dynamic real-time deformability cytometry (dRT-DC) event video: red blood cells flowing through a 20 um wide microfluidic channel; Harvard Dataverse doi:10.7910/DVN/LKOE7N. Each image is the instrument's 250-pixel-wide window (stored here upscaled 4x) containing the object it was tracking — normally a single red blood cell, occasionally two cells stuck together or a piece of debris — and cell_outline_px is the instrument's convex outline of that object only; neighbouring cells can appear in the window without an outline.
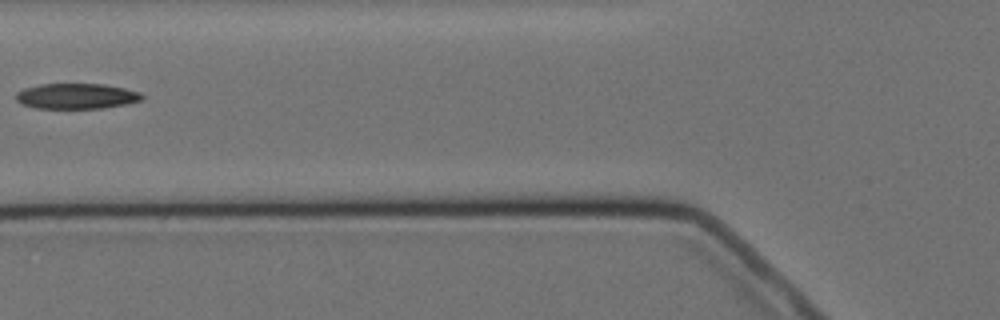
{"species": "Egyptian fruit bat (a non-hibernating species)", "species_latin": "Rousettus aegyptiacus", "temperature_condition": "cold", "stored_images_in_passage": 6, "segment_of_instrument_passage": [2, 2], "camera_frame_rate_fps": 3000, "um_per_image_px": 0.085, "animal": {"sex": "female"}, "frame": {"image": 1, "passage_image": 6, "time_ms": 5.667, "image_size_px": [1000, 320], "cell_outline_px": [[144, 96], [140, 100], [128, 104], [100, 108], [36, 108], [24, 104], [16, 100], [16, 92], [24, 88], [40, 84], [104, 84], [124, 88], [140, 92]], "centroid_in_image_um": [6.5, 8.16], "position_along_channel_um": 119.3, "area_um2": 18.61}}